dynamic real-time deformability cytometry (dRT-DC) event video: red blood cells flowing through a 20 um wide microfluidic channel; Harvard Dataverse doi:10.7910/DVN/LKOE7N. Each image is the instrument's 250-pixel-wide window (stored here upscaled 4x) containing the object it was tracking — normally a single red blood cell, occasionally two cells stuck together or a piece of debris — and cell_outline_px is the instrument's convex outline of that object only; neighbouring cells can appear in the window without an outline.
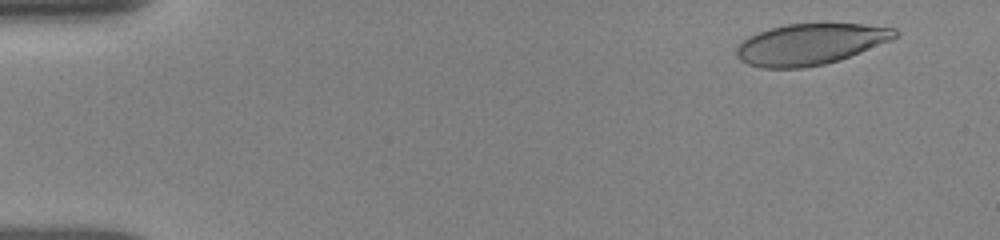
{"species": "human", "species_latin": "Homo sapiens", "temperature_condition": "room temperature", "stored_images_in_passage": 10, "camera_frame_rate_fps": 3000, "um_per_image_px": 0.085, "donor": {"sex": "female"}, "frame": {"image": 1, "passage_image": 2, "time_ms": 1.0, "image_size_px": [1000, 240], "cell_outline_px": [[900, 32], [892, 40], [840, 60], [824, 64], [804, 68], [764, 68], [748, 64], [740, 60], [736, 56], [736, 48], [744, 40], [760, 32], [772, 28], [788, 24], [864, 24], [896, 28]], "centroid_in_image_um": [68.92, 3.76], "position_along_channel_um": 16.1, "area_um2": 37.74}}
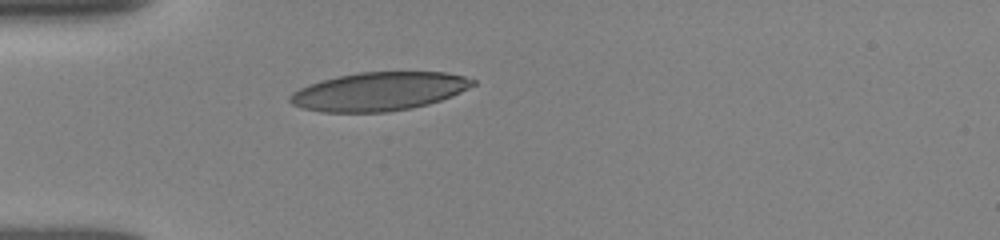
{"frame": {"image": 2, "passage_image": 8, "time_ms": 4.667, "image_size_px": [1000, 240], "cell_outline_px": [[476, 84], [452, 96], [428, 104], [412, 108], [388, 112], [320, 112], [304, 108], [292, 104], [288, 100], [288, 96], [292, 92], [308, 84], [340, 76], [360, 72], [444, 72], [464, 76], [476, 80]], "centroid_in_image_um": [32.22, 7.78], "position_along_channel_um": 52.8, "area_um2": 40.92}}
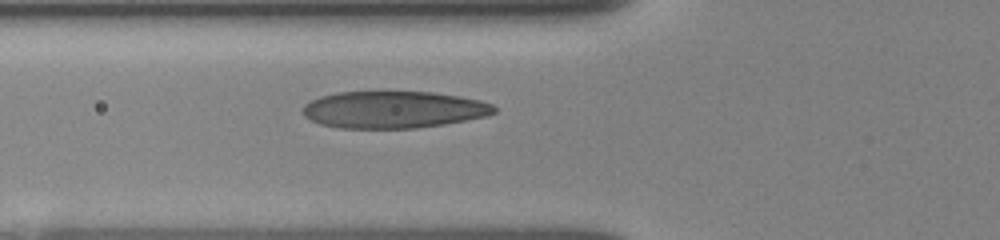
{"frame": {"image": 3, "passage_image": 10, "time_ms": 6.0, "image_size_px": [1000, 240], "cell_outline_px": [[496, 112], [488, 116], [444, 124], [416, 128], [340, 128], [320, 124], [304, 116], [304, 104], [320, 96], [336, 92], [432, 92], [460, 96], [480, 100], [492, 104], [496, 108]], "centroid_in_image_um": [33.47, 9.32], "position_along_channel_um": 92.3, "area_um2": 41.27}}